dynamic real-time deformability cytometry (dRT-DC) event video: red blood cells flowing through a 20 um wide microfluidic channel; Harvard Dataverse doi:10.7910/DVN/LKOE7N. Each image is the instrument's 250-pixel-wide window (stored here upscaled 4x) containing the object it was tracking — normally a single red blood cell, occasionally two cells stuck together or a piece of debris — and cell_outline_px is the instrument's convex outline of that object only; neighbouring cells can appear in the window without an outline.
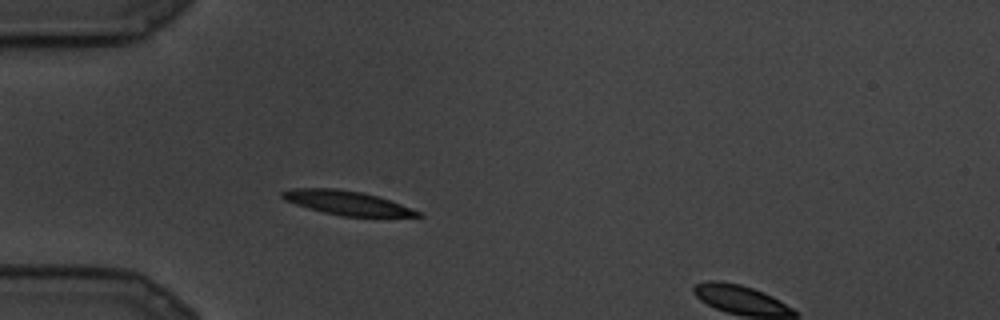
{"species": "common noctule bat (a hibernating species)", "species_latin": "Nyctalus noctula", "temperature_condition": "cold", "stored_images_in_passage": 7, "segment_of_instrument_passage": [1, 2], "camera_frame_rate_fps": 3000, "um_per_image_px": 0.085, "animal": {"sex": "male", "body_mass_g": 19.5, "forearm_length_mm": 54.6}, "frame": {"image": 1, "passage_image": 6, "time_ms": 1.667, "image_size_px": [1000, 320], "cell_outline_px": [[424, 216], [344, 216], [324, 212], [296, 204], [284, 200], [280, 196], [280, 192], [292, 188], [336, 188], [364, 192], [424, 212]], "centroid_in_image_um": [29.48, 17.23], "position_along_channel_um": 55.5, "area_um2": 18.84}}